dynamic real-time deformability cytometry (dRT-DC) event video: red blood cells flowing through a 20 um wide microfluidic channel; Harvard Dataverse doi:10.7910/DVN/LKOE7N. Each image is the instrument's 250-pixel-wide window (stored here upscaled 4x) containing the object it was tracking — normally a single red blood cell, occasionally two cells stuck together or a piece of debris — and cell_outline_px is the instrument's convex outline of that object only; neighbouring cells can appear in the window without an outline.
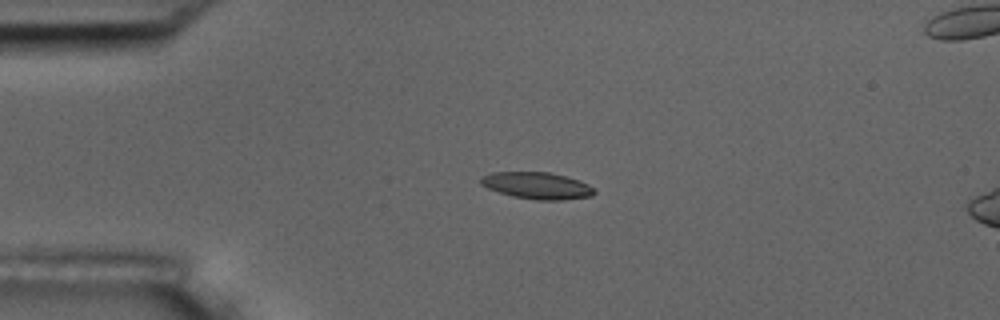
{"species": "common noctule bat (a hibernating species)", "species_latin": "Nyctalus noctula", "temperature_condition": "room temperature", "stored_images_in_passage": 5, "camera_frame_rate_fps": 3000, "um_per_image_px": 0.085, "animal": {"sex": "male", "body_mass_g": 17.5, "forearm_length_mm": 52.3}, "frame": {"image": 1, "passage_image": 3, "time_ms": 3.333, "image_size_px": [1000, 320], "cell_outline_px": [[596, 192], [592, 196], [560, 200], [536, 200], [512, 196], [488, 188], [480, 184], [480, 176], [492, 172], [548, 172], [580, 180], [588, 184]], "centroid_in_image_um": [45.63, 15.77], "position_along_channel_um": 39.4, "area_um2": 17.69}}